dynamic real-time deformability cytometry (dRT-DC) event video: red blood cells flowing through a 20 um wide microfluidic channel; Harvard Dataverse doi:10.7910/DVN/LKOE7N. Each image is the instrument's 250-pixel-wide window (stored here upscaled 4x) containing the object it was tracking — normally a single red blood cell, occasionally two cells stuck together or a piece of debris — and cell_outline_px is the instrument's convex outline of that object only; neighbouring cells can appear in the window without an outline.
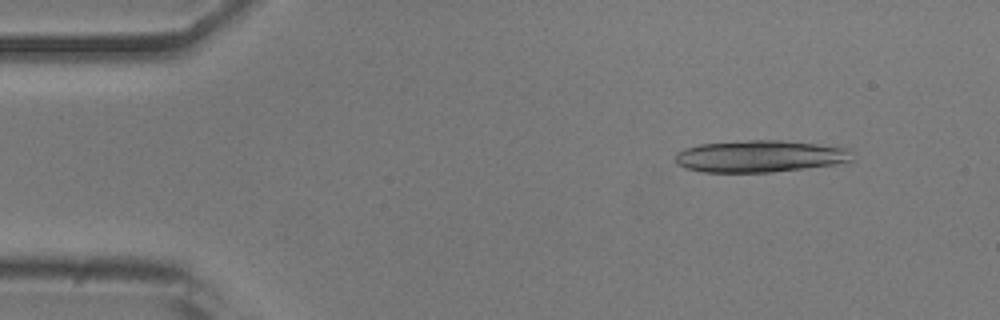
{"species": "common noctule bat (a hibernating species)", "species_latin": "Nyctalus noctula", "temperature_condition": "room temperature", "stored_images_in_passage": 49, "segment_of_instrument_passage": [1, 2], "camera_frame_rate_fps": 3000, "um_per_image_px": 0.085, "animal": {"sex": "male", "body_mass_g": 20.5, "forearm_length_mm": 52.5}, "frame": {"image": 1, "passage_image": 2, "time_ms": 0.333, "image_size_px": [1000, 320], "cell_outline_px": [[852, 160], [836, 164], [772, 172], [704, 172], [684, 168], [676, 164], [676, 152], [684, 148], [700, 144], [748, 140], [780, 140], [816, 144], [848, 148]], "centroid_in_image_um": [64.53, 13.28], "position_along_channel_um": 20.5, "area_um2": 32.77}}